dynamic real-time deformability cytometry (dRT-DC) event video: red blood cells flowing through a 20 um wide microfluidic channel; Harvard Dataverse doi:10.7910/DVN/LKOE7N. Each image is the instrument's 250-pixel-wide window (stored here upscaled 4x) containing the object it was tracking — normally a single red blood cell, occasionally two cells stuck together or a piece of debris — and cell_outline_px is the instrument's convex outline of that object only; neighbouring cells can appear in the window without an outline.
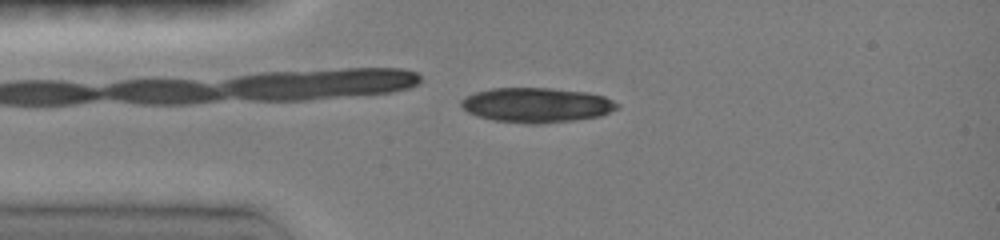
{"species": "common noctule bat (a hibernating species)", "species_latin": "Nyctalus noctula", "temperature_condition": "room temperature", "stored_images_in_passage": 3, "camera_frame_rate_fps": 3000, "um_per_image_px": 0.085, "animal": {"sex": "female", "body_mass_g": 19.0, "forearm_length_mm": 51.5}, "frame": {"image": 1, "passage_image": 3, "time_ms": 2.0, "image_size_px": [1000, 240], "cell_outline_px": [[620, 104], [616, 108], [600, 116], [572, 120], [536, 124], [528, 124], [492, 120], [476, 116], [468, 112], [460, 104], [460, 100], [476, 92], [492, 88], [552, 88], [588, 92], [604, 96]], "centroid_in_image_um": [45.59, 8.93], "position_along_channel_um": 39.4, "area_um2": 31.5}}